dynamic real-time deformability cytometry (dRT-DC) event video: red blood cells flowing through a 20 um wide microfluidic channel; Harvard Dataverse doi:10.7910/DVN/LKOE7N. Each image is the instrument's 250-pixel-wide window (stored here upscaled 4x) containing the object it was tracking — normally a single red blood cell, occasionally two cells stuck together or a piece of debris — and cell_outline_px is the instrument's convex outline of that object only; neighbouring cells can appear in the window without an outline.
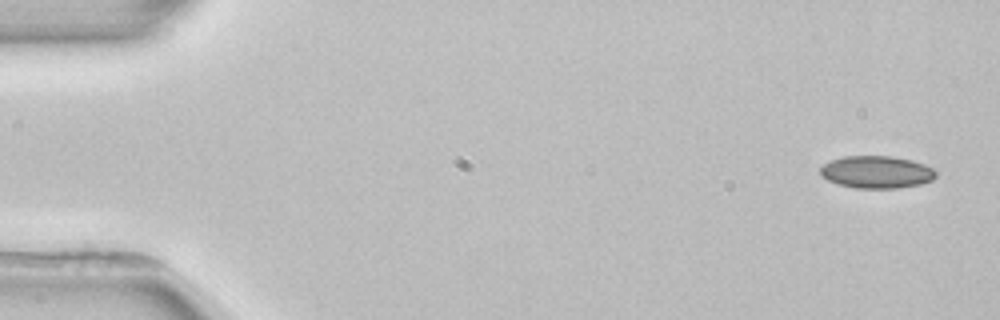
{"species": "common noctule bat (a hibernating species)", "species_latin": "Nyctalus noctula", "temperature_condition": "room temperature", "stored_images_in_passage": 4, "camera_frame_rate_fps": 3000, "um_per_image_px": 0.085, "animal": {"sex": "female", "body_mass_g": 22.7, "forearm_length_mm": 54.2}, "frame": {"image": 1, "passage_image": 1, "time_ms": 0.0, "image_size_px": [1000, 320], "cell_outline_px": [[936, 176], [932, 180], [920, 184], [896, 188], [856, 188], [836, 184], [820, 176], [820, 168], [824, 164], [832, 160], [844, 156], [892, 156], [912, 160], [924, 164], [932, 168], [936, 172]], "centroid_in_image_um": [74.49, 14.62], "position_along_channel_um": 10.5, "area_um2": 21.85}}
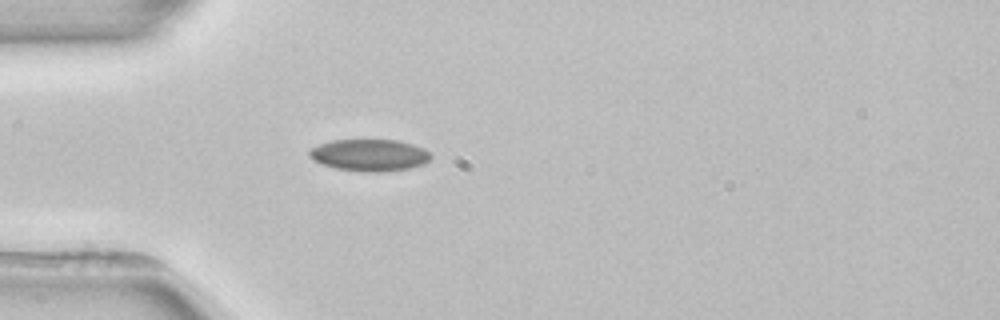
{"frame": {"image": 2, "passage_image": 4, "time_ms": 4.333, "image_size_px": [1000, 320], "cell_outline_px": [[432, 156], [424, 164], [408, 168], [380, 172], [364, 172], [336, 168], [320, 164], [312, 160], [308, 156], [308, 148], [332, 140], [400, 140], [424, 148]], "centroid_in_image_um": [31.36, 13.18], "position_along_channel_um": 53.6, "area_um2": 22.72}}